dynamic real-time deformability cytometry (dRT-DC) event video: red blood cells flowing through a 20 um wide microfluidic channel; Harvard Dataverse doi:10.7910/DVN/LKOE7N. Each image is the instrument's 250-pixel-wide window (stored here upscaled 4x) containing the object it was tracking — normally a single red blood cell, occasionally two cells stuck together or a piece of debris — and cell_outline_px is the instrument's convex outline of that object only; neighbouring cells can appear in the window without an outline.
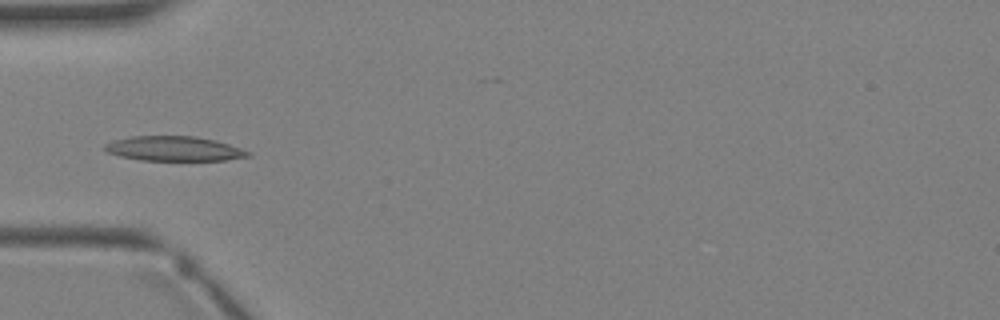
{"species": "Egyptian fruit bat (a non-hibernating species)", "species_latin": "Rousettus aegyptiacus", "temperature_condition": "warm", "stored_images_in_passage": 2, "camera_frame_rate_fps": 3000, "um_per_image_px": 0.085, "animal": {"sex": "female"}, "frame": {"image": 1, "passage_image": 2, "time_ms": 1.0, "image_size_px": [1000, 320], "cell_outline_px": [[252, 156], [224, 160], [140, 160], [120, 156], [108, 152], [104, 148], [104, 144], [112, 140], [132, 136], [192, 136], [216, 140], [252, 152]], "centroid_in_image_um": [14.8, 12.63], "position_along_channel_um": 70.2, "area_um2": 20.58}}